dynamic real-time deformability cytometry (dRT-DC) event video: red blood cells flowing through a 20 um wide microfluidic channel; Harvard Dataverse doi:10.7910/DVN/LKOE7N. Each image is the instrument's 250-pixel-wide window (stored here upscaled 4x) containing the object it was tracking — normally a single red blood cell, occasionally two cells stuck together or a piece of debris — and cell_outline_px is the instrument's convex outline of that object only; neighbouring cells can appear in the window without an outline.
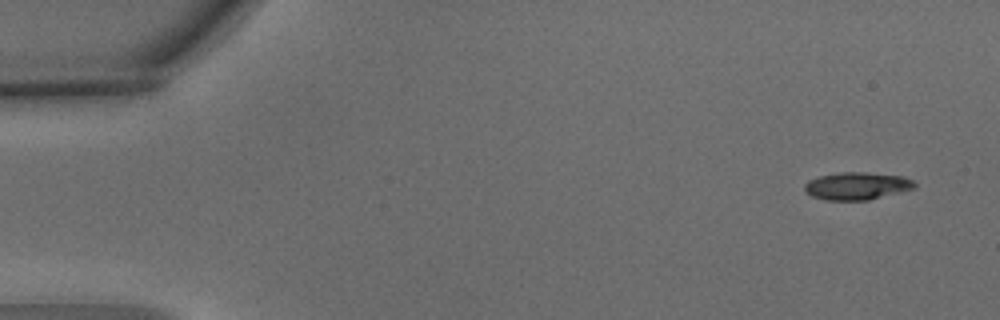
{"species": "common noctule bat (a hibernating species)", "species_latin": "Nyctalus noctula", "temperature_condition": "warm", "stored_images_in_passage": 4, "camera_frame_rate_fps": 3000, "um_per_image_px": 0.085, "animal": {"sex": "male", "body_mass_g": 15.6}, "frame": {"image": 1, "passage_image": 1, "time_ms": 0.0, "image_size_px": [1000, 320], "cell_outline_px": [[916, 188], [868, 200], [824, 200], [812, 196], [804, 188], [804, 184], [808, 180], [820, 176], [840, 172], [864, 172], [904, 176], [912, 180], [916, 184]], "centroid_in_image_um": [72.85, 15.8], "position_along_channel_um": 12.2, "area_um2": 17.63}}
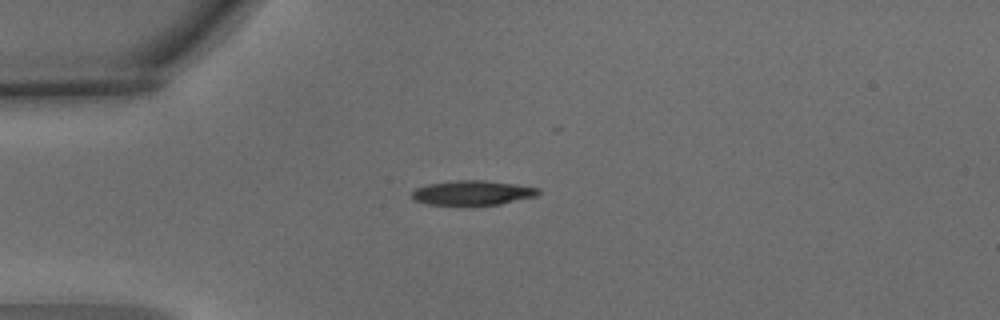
{"frame": {"image": 2, "passage_image": 4, "time_ms": 1.0, "image_size_px": [1000, 320], "cell_outline_px": [[540, 192], [536, 196], [500, 204], [472, 208], [464, 208], [428, 204], [412, 200], [412, 192], [416, 188], [428, 184], [456, 180], [484, 180], [516, 184], [540, 188]], "centroid_in_image_um": [40.13, 16.44], "position_along_channel_um": 44.9, "area_um2": 19.07}}